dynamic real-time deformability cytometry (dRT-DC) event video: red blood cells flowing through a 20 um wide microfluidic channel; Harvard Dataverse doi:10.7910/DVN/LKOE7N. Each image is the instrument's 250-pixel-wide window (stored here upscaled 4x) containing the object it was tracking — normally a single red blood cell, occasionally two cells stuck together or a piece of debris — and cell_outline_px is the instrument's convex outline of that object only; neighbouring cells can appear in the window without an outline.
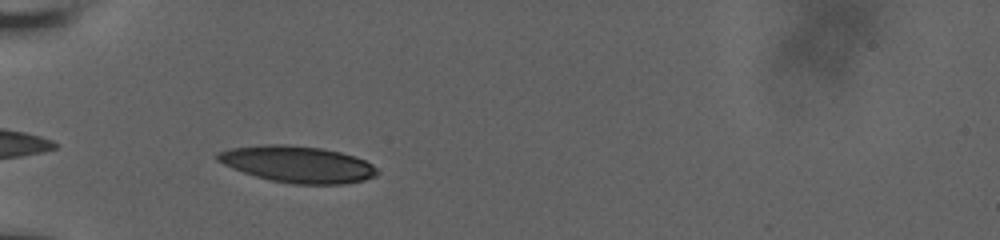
{"species": "human", "species_latin": "Homo sapiens", "temperature_condition": "room temperature", "stored_images_in_passage": 34, "camera_frame_rate_fps": 3000, "um_per_image_px": 0.085, "donor": {"sex": "male"}, "frame": {"image": 1, "passage_image": 3, "time_ms": 0.667, "image_size_px": [1000, 240], "cell_outline_px": [[380, 172], [376, 176], [364, 180], [344, 184], [292, 184], [272, 180], [256, 176], [232, 168], [216, 160], [216, 152], [232, 148], [264, 144], [284, 144], [320, 148], [340, 152], [364, 160], [372, 164]], "centroid_in_image_um": [25.3, 13.96], "position_along_channel_um": 59.7, "area_um2": 33.87}}
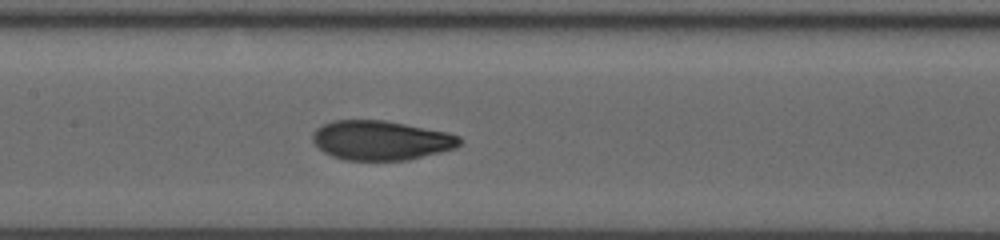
{"frame": {"image": 2, "passage_image": 13, "time_ms": 4.0, "image_size_px": [1000, 240], "cell_outline_px": [[464, 140], [456, 148], [408, 160], [344, 160], [332, 156], [324, 152], [312, 140], [312, 132], [316, 128], [332, 120], [384, 120], [448, 132], [460, 136]], "centroid_in_image_um": [32.4, 11.92], "position_along_channel_um": 175.0, "area_um2": 33.93}}
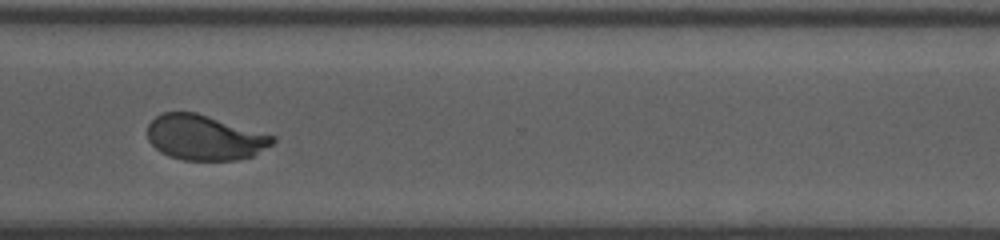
{"frame": {"image": 3, "passage_image": 27, "time_ms": 8.667, "image_size_px": [1000, 240], "cell_outline_px": [[276, 140], [272, 144], [252, 156], [236, 160], [184, 160], [168, 156], [160, 152], [148, 140], [148, 124], [156, 116], [164, 112], [196, 112], [276, 136]], "centroid_in_image_um": [17.39, 11.69], "position_along_channel_um": 353.2, "area_um2": 32.89}, "authors_computed_cell_mechanics": {"area_um2": 33.7552, "velocity_mm_per_s": 3.8171, "shape_relaxation_time_tau1_ms": 5.4816, "shape_relaxation_time_tau2_ms": 0.8294, "deformation_change_tau1": 0.208, "deformation_change_tau2": 0.0572}}